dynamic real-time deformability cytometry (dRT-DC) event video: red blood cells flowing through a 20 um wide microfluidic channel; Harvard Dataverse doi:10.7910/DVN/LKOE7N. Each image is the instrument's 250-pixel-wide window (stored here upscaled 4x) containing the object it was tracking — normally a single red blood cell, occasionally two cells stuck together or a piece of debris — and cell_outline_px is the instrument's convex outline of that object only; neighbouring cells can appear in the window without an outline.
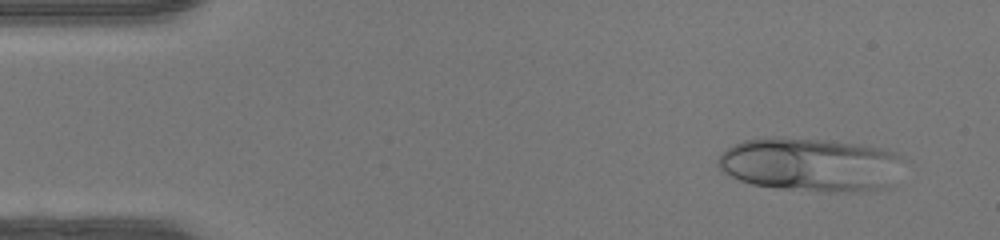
{"species": "human", "species_latin": "Homo sapiens", "temperature_condition": "warm", "stored_images_in_passage": 46, "camera_frame_rate_fps": 3000, "um_per_image_px": 0.085, "donor": {"sex": "female"}, "frame": {"image": 1, "passage_image": 3, "time_ms": 0.667, "image_size_px": [1000, 240], "cell_outline_px": [[908, 160], [892, 184], [888, 188], [860, 192], [836, 192], [780, 188], [752, 184], [740, 180], [724, 172], [716, 164], [716, 160], [728, 148], [744, 140], [772, 136], [776, 136], [828, 140], [864, 144], [884, 148], [896, 152]], "centroid_in_image_um": [69.01, 13.98], "position_along_channel_um": 16.0, "area_um2": 59.07}}
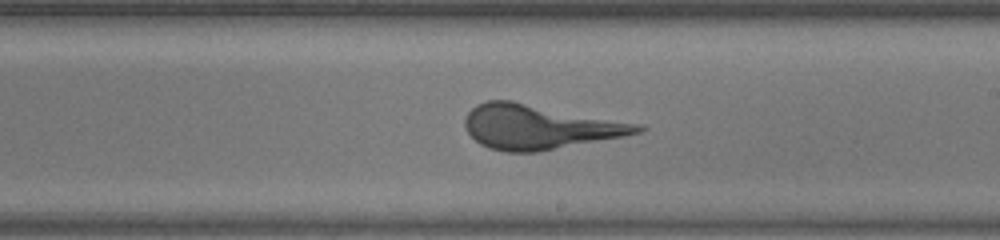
{"frame": {"image": 2, "passage_image": 26, "time_ms": 8.333, "image_size_px": [1000, 240], "cell_outline_px": [[648, 128], [640, 132], [624, 136], [536, 152], [504, 152], [488, 148], [480, 144], [468, 132], [464, 124], [464, 120], [468, 112], [476, 104], [488, 100], [512, 100], [644, 124]], "centroid_in_image_um": [45.86, 10.77], "position_along_channel_um": 243.1, "area_um2": 44.91}}
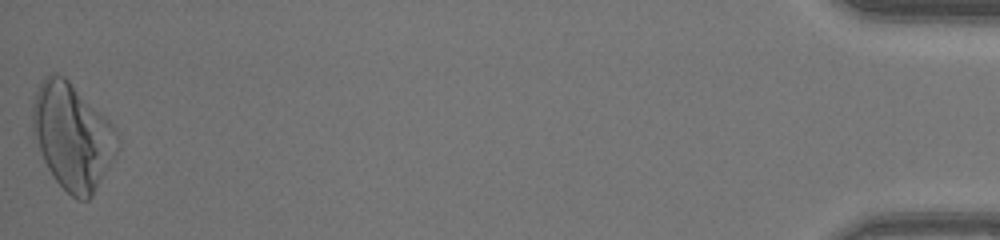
{"frame": {"image": 3, "passage_image": 46, "time_ms": 15.0, "image_size_px": [1000, 240], "cell_outline_px": [[120, 144], [116, 152], [92, 196], [88, 200], [76, 200], [52, 176], [32, 136], [32, 104], [36, 92], [44, 76], [52, 72], [56, 72], [64, 76], [112, 124], [120, 140]], "centroid_in_image_um": [6.12, 11.58], "position_along_channel_um": 429.1, "area_um2": 52.02}}